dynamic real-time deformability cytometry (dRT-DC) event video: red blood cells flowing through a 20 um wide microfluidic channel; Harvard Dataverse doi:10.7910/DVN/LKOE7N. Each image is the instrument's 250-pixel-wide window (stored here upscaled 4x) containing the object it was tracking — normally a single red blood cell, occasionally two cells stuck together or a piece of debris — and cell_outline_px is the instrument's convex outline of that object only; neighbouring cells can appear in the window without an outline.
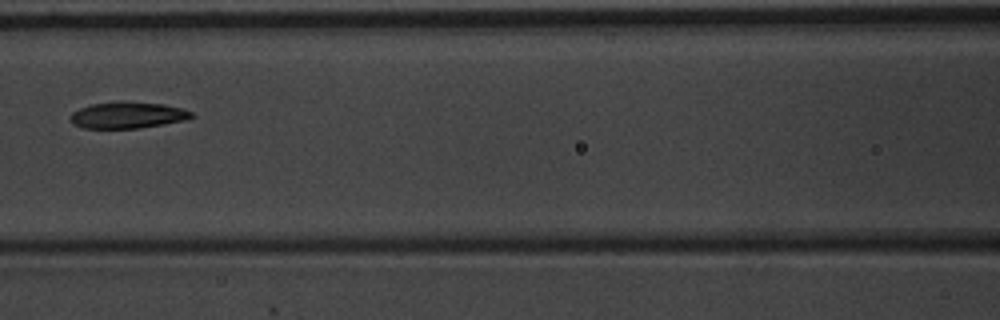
{"species": "common noctule bat (a hibernating species)", "species_latin": "Nyctalus noctula", "temperature_condition": "warm", "stored_images_in_passage": 3, "camera_frame_rate_fps": 3000, "um_per_image_px": 0.085, "animal": {"sex": "male", "body_mass_g": 20.1, "forearm_length_mm": 53.5}, "frame": {"image": 1, "passage_image": 3, "time_ms": 0.667, "image_size_px": [1000, 320], "cell_outline_px": [[196, 116], [188, 120], [140, 128], [80, 128], [72, 124], [72, 112], [80, 108], [92, 104], [120, 100], [128, 100], [164, 104], [180, 108], [192, 112]], "centroid_in_image_um": [10.88, 9.77], "position_along_channel_um": 155.7, "area_um2": 19.02}}